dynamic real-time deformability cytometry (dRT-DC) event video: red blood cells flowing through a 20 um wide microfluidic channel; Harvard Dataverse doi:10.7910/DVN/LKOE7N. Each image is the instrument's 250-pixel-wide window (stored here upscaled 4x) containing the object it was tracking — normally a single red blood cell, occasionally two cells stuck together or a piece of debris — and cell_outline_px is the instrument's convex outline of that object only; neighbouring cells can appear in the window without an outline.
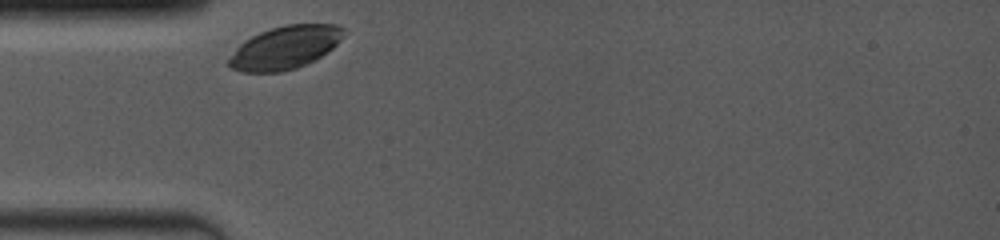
{"species": "common noctule bat (a hibernating species)", "species_latin": "Nyctalus noctula", "temperature_condition": "room temperature", "stored_images_in_passage": 7, "camera_frame_rate_fps": 4000, "um_per_image_px": 0.085, "animal": {"sex": "female", "body_mass_g": 19.0, "forearm_length_mm": 53.3}, "frame": {"image": 1, "passage_image": 1, "time_ms": 0.0, "image_size_px": [1000, 240], "cell_outline_px": [[348, 32], [328, 52], [296, 68], [280, 72], [240, 72], [232, 68], [228, 64], [228, 60], [236, 48], [244, 40], [260, 32], [284, 24], [336, 24], [344, 28]], "centroid_in_image_um": [24.24, 4.03], "position_along_channel_um": 60.8, "area_um2": 28.73}}
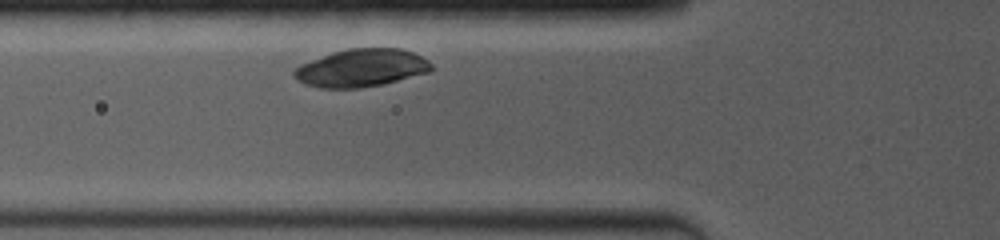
{"frame": {"image": 2, "passage_image": 3, "time_ms": 1.0, "image_size_px": [1000, 240], "cell_outline_px": [[432, 72], [384, 84], [360, 88], [320, 88], [304, 84], [296, 80], [292, 76], [292, 72], [300, 64], [332, 52], [348, 48], [400, 48], [412, 52], [428, 60], [432, 64]], "centroid_in_image_um": [30.71, 5.78], "position_along_channel_um": 95.1, "area_um2": 30.58}}
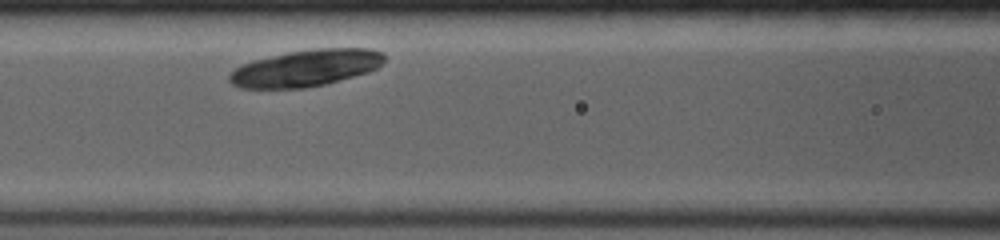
{"frame": {"image": 3, "passage_image": 5, "time_ms": 2.25, "image_size_px": [1000, 240], "cell_outline_px": [[384, 60], [376, 68], [368, 72], [324, 84], [304, 88], [240, 88], [232, 84], [228, 80], [228, 76], [236, 68], [252, 60], [288, 52], [312, 48], [368, 48], [384, 52]], "centroid_in_image_um": [25.99, 5.77], "position_along_channel_um": 140.6, "area_um2": 33.0}}